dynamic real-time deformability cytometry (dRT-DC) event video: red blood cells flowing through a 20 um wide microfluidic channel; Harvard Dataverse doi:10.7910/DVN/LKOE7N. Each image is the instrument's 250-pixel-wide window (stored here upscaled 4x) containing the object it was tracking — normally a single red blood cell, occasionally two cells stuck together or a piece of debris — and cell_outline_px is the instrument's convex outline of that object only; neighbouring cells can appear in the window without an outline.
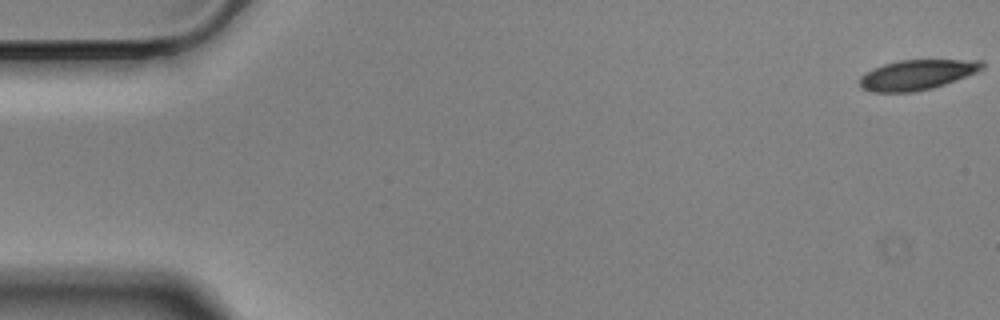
{"species": "Egyptian fruit bat (a non-hibernating species)", "species_latin": "Rousettus aegyptiacus", "temperature_condition": "cold", "stored_images_in_passage": 15, "camera_frame_rate_fps": 3000, "um_per_image_px": 0.085, "animal": {"sex": "male"}, "frame": {"image": 1, "passage_image": 1, "time_ms": 0.0, "image_size_px": [1000, 320], "cell_outline_px": [[984, 68], [976, 72], [956, 80], [932, 88], [916, 92], [872, 92], [860, 88], [860, 76], [884, 64], [900, 60], [984, 60]], "centroid_in_image_um": [77.96, 6.36], "position_along_channel_um": 7.0, "area_um2": 21.33}}
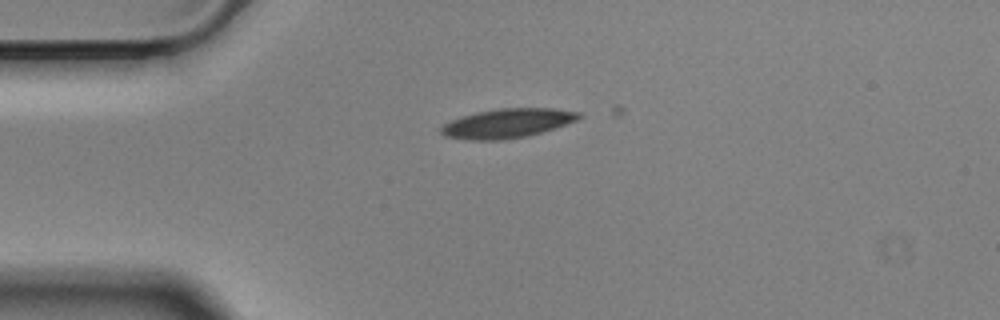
{"frame": {"image": 2, "passage_image": 14, "time_ms": 4.333, "image_size_px": [1000, 320], "cell_outline_px": [[584, 116], [576, 120], [556, 128], [528, 136], [504, 140], [468, 140], [444, 136], [440, 132], [440, 128], [444, 124], [452, 120], [476, 112], [500, 108], [552, 108], [580, 112]], "centroid_in_image_um": [43.15, 10.48], "position_along_channel_um": 41.9, "area_um2": 23.58}}